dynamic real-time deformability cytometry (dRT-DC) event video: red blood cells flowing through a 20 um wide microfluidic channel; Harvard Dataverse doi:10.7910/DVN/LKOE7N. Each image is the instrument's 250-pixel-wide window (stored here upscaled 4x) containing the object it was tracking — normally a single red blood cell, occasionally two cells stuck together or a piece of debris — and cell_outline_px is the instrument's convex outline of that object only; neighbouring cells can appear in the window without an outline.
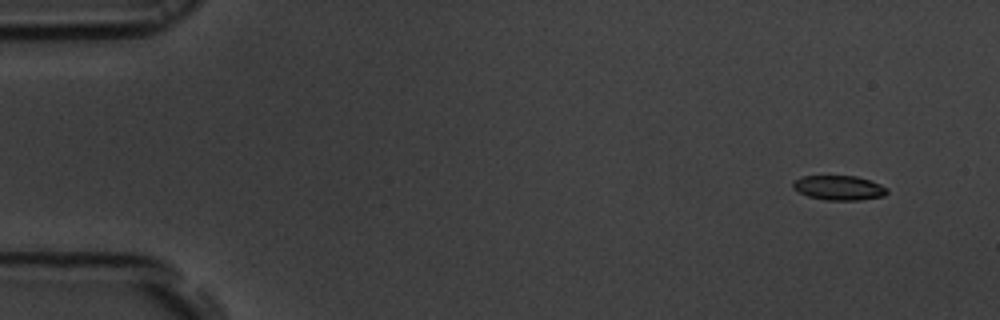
{"species": "common noctule bat (a hibernating species)", "species_latin": "Nyctalus noctula", "temperature_condition": "room temperature", "stored_images_in_passage": 13, "camera_frame_rate_fps": 3000, "um_per_image_px": 0.085, "animal": {"sex": "male", "body_mass_g": 19.5, "forearm_length_mm": 54.6}, "frame": {"image": 1, "passage_image": 1, "time_ms": 0.0, "image_size_px": [1000, 320], "cell_outline_px": [[888, 192], [884, 196], [860, 200], [824, 200], [808, 196], [792, 188], [792, 180], [800, 176], [856, 176], [872, 180], [888, 188]], "centroid_in_image_um": [71.31, 15.96], "position_along_channel_um": 13.7, "area_um2": 13.7}}